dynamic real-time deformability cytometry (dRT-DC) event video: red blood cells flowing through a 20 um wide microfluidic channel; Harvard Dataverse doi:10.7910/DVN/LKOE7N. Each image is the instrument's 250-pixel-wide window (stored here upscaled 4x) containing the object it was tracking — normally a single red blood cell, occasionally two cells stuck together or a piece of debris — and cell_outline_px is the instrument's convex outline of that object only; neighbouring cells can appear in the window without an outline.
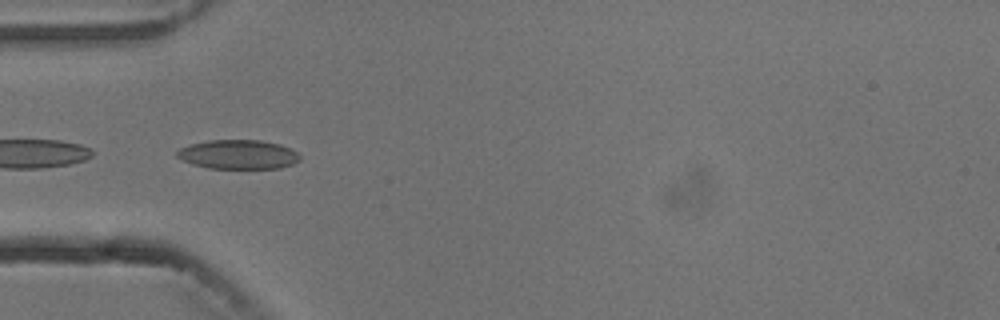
{"species": "common noctule bat (a hibernating species)", "species_latin": "Nyctalus noctula", "temperature_condition": "cold", "stored_images_in_passage": 4, "camera_frame_rate_fps": 3000, "um_per_image_px": 0.085, "animal": {"sex": "male", "body_mass_g": 13.3}, "frame": {"image": 1, "passage_image": 3, "time_ms": 2.333, "image_size_px": [1000, 320], "cell_outline_px": [[300, 160], [292, 164], [280, 168], [208, 168], [192, 164], [176, 156], [176, 152], [180, 148], [192, 144], [208, 140], [260, 140], [280, 144], [296, 152], [300, 156]], "centroid_in_image_um": [20.25, 13.13], "position_along_channel_um": 64.8, "area_um2": 20.75}}
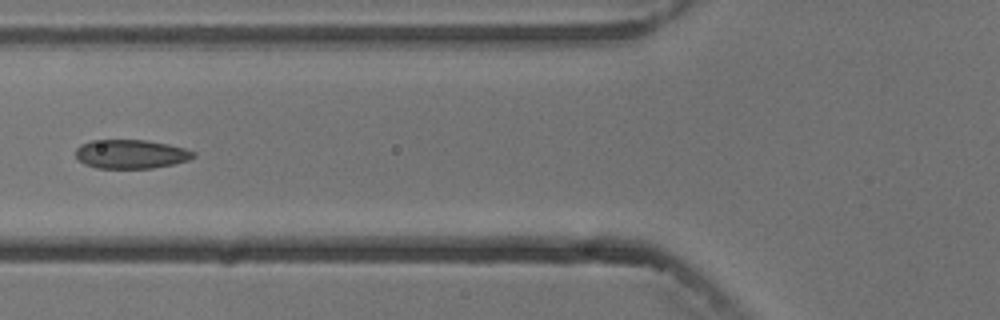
{"frame": {"image": 2, "passage_image": 4, "time_ms": 3.667, "image_size_px": [1000, 320], "cell_outline_px": [[196, 156], [188, 160], [172, 164], [152, 168], [96, 168], [84, 164], [76, 160], [76, 148], [80, 144], [92, 140], [144, 140], [168, 144], [184, 148], [196, 152]], "centroid_in_image_um": [11.1, 13.1], "position_along_channel_um": 114.7, "area_um2": 19.94}}